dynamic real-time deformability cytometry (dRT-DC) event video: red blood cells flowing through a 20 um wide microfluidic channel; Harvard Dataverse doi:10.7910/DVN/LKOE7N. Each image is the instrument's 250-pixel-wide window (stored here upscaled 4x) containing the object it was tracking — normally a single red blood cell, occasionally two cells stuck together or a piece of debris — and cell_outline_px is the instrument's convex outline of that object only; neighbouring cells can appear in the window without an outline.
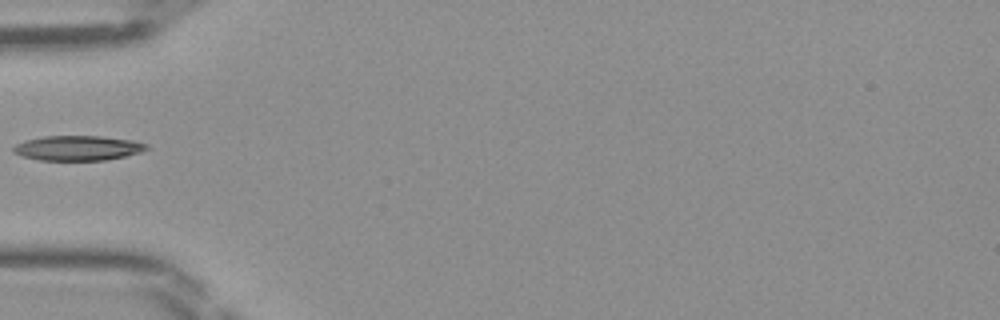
{"species": "Egyptian fruit bat (a non-hibernating species)", "species_latin": "Rousettus aegyptiacus", "temperature_condition": "room temperature", "stored_images_in_passage": 40, "camera_frame_rate_fps": 3000, "um_per_image_px": 0.085, "frame": {"image": 1, "passage_image": 9, "time_ms": 2.667, "image_size_px": [1000, 320], "cell_outline_px": [[148, 148], [140, 152], [108, 160], [40, 160], [20, 156], [12, 152], [12, 148], [16, 144], [24, 140], [44, 136], [100, 136], [132, 140], [148, 144]], "centroid_in_image_um": [6.57, 12.58], "position_along_channel_um": 78.4, "area_um2": 19.36}}
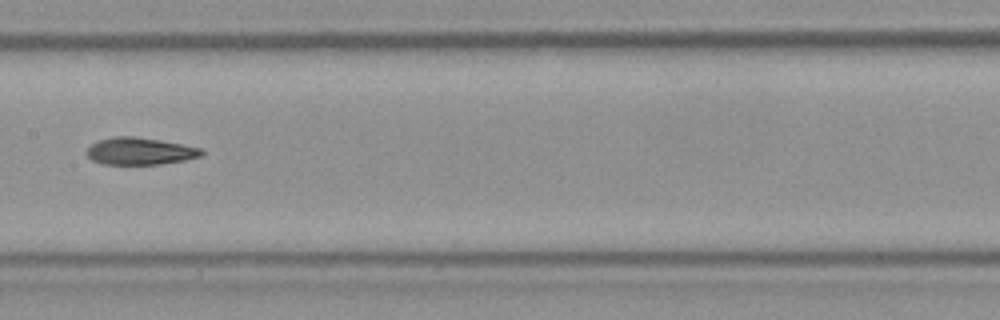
{"frame": {"image": 2, "passage_image": 17, "time_ms": 5.333, "image_size_px": [1000, 320], "cell_outline_px": [[204, 152], [200, 156], [184, 160], [160, 164], [100, 164], [92, 160], [84, 152], [92, 144], [100, 140], [112, 136], [132, 136], [160, 140], [200, 148]], "centroid_in_image_um": [11.84, 12.85], "position_along_channel_um": 195.6, "area_um2": 18.03}}
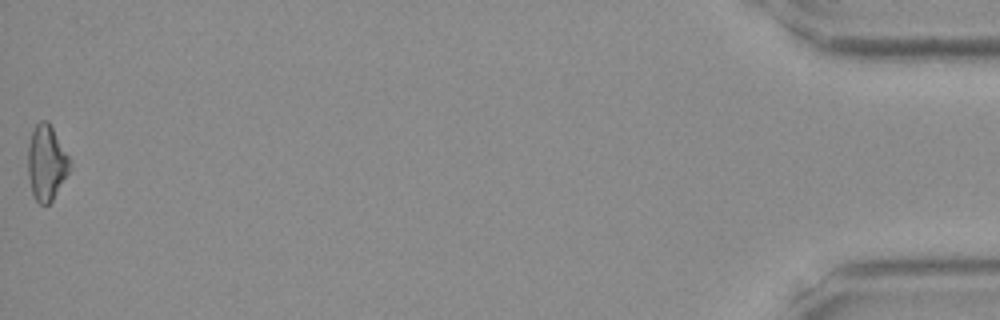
{"frame": {"image": 3, "passage_image": 40, "time_ms": 13.0, "image_size_px": [1000, 320], "cell_outline_px": [[72, 168], [52, 200], [48, 204], [40, 204], [36, 200], [32, 192], [28, 176], [28, 144], [32, 132], [36, 124], [40, 120], [48, 120], [72, 160]], "centroid_in_image_um": [3.98, 13.81], "position_along_channel_um": 431.2, "area_um2": 18.61}}